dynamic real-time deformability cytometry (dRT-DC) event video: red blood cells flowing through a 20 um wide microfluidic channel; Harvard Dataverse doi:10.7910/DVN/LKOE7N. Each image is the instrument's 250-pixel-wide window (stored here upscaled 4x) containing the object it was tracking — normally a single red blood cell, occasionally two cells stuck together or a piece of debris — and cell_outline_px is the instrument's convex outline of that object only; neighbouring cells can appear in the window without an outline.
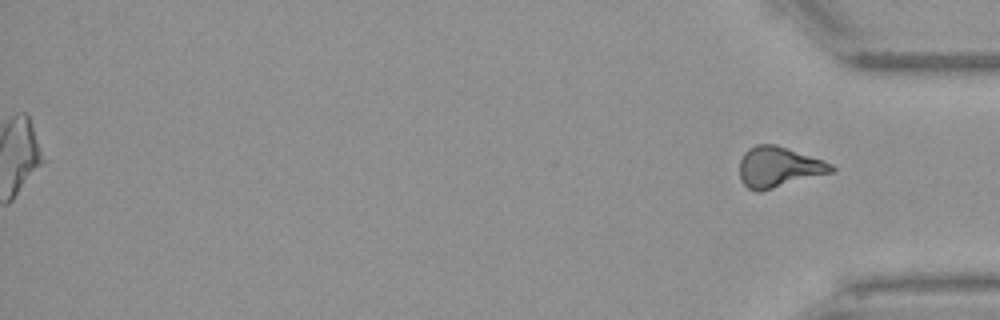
{"species": "Egyptian fruit bat (a non-hibernating species)", "species_latin": "Rousettus aegyptiacus", "temperature_condition": "warm", "stored_images_in_passage": 53, "segment_of_instrument_passage": [2, 2], "camera_frame_rate_fps": 3000, "um_per_image_px": 0.085, "animal": {"sex": "female"}, "frame": {"image": 1, "passage_image": 53, "time_ms": 17.333, "image_size_px": [1000, 320], "cell_outline_px": [[836, 172], [760, 192], [756, 192], [748, 188], [740, 180], [740, 160], [744, 152], [748, 148], [756, 144], [776, 144], [824, 160], [832, 164], [836, 168]], "centroid_in_image_um": [66.22, 14.21], "position_along_channel_um": 369.0, "area_um2": 22.14}}